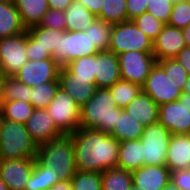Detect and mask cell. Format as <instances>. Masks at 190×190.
<instances>
[{
    "mask_svg": "<svg viewBox=\"0 0 190 190\" xmlns=\"http://www.w3.org/2000/svg\"><path fill=\"white\" fill-rule=\"evenodd\" d=\"M49 8L65 11L73 0H47Z\"/></svg>",
    "mask_w": 190,
    "mask_h": 190,
    "instance_id": "obj_48",
    "label": "cell"
},
{
    "mask_svg": "<svg viewBox=\"0 0 190 190\" xmlns=\"http://www.w3.org/2000/svg\"><path fill=\"white\" fill-rule=\"evenodd\" d=\"M168 25L178 29L190 25V2L181 0L173 3Z\"/></svg>",
    "mask_w": 190,
    "mask_h": 190,
    "instance_id": "obj_39",
    "label": "cell"
},
{
    "mask_svg": "<svg viewBox=\"0 0 190 190\" xmlns=\"http://www.w3.org/2000/svg\"><path fill=\"white\" fill-rule=\"evenodd\" d=\"M121 79L143 86L157 63L153 52L128 51L118 55Z\"/></svg>",
    "mask_w": 190,
    "mask_h": 190,
    "instance_id": "obj_9",
    "label": "cell"
},
{
    "mask_svg": "<svg viewBox=\"0 0 190 190\" xmlns=\"http://www.w3.org/2000/svg\"><path fill=\"white\" fill-rule=\"evenodd\" d=\"M183 89L182 84L174 83L157 63L142 86V91L147 93L158 106L177 101Z\"/></svg>",
    "mask_w": 190,
    "mask_h": 190,
    "instance_id": "obj_10",
    "label": "cell"
},
{
    "mask_svg": "<svg viewBox=\"0 0 190 190\" xmlns=\"http://www.w3.org/2000/svg\"><path fill=\"white\" fill-rule=\"evenodd\" d=\"M165 165L170 172L190 169V134L171 136Z\"/></svg>",
    "mask_w": 190,
    "mask_h": 190,
    "instance_id": "obj_20",
    "label": "cell"
},
{
    "mask_svg": "<svg viewBox=\"0 0 190 190\" xmlns=\"http://www.w3.org/2000/svg\"><path fill=\"white\" fill-rule=\"evenodd\" d=\"M26 31L51 56L54 54L55 48L58 47L59 36L65 32L58 29L42 28L38 25L28 27Z\"/></svg>",
    "mask_w": 190,
    "mask_h": 190,
    "instance_id": "obj_29",
    "label": "cell"
},
{
    "mask_svg": "<svg viewBox=\"0 0 190 190\" xmlns=\"http://www.w3.org/2000/svg\"><path fill=\"white\" fill-rule=\"evenodd\" d=\"M38 26L42 28L58 29L66 31V15L65 11L49 8Z\"/></svg>",
    "mask_w": 190,
    "mask_h": 190,
    "instance_id": "obj_42",
    "label": "cell"
},
{
    "mask_svg": "<svg viewBox=\"0 0 190 190\" xmlns=\"http://www.w3.org/2000/svg\"><path fill=\"white\" fill-rule=\"evenodd\" d=\"M66 31H85L97 18L81 3L72 1L65 10Z\"/></svg>",
    "mask_w": 190,
    "mask_h": 190,
    "instance_id": "obj_26",
    "label": "cell"
},
{
    "mask_svg": "<svg viewBox=\"0 0 190 190\" xmlns=\"http://www.w3.org/2000/svg\"><path fill=\"white\" fill-rule=\"evenodd\" d=\"M47 190H72L71 180L59 181Z\"/></svg>",
    "mask_w": 190,
    "mask_h": 190,
    "instance_id": "obj_49",
    "label": "cell"
},
{
    "mask_svg": "<svg viewBox=\"0 0 190 190\" xmlns=\"http://www.w3.org/2000/svg\"><path fill=\"white\" fill-rule=\"evenodd\" d=\"M152 41L162 32L165 23L158 20L148 12H143L132 20Z\"/></svg>",
    "mask_w": 190,
    "mask_h": 190,
    "instance_id": "obj_38",
    "label": "cell"
},
{
    "mask_svg": "<svg viewBox=\"0 0 190 190\" xmlns=\"http://www.w3.org/2000/svg\"><path fill=\"white\" fill-rule=\"evenodd\" d=\"M143 165L144 157L140 139L119 142L117 168L133 172Z\"/></svg>",
    "mask_w": 190,
    "mask_h": 190,
    "instance_id": "obj_23",
    "label": "cell"
},
{
    "mask_svg": "<svg viewBox=\"0 0 190 190\" xmlns=\"http://www.w3.org/2000/svg\"><path fill=\"white\" fill-rule=\"evenodd\" d=\"M108 89L118 107L124 109L142 91V86L120 79Z\"/></svg>",
    "mask_w": 190,
    "mask_h": 190,
    "instance_id": "obj_33",
    "label": "cell"
},
{
    "mask_svg": "<svg viewBox=\"0 0 190 190\" xmlns=\"http://www.w3.org/2000/svg\"><path fill=\"white\" fill-rule=\"evenodd\" d=\"M183 37L186 43V47L190 48V25L182 29Z\"/></svg>",
    "mask_w": 190,
    "mask_h": 190,
    "instance_id": "obj_50",
    "label": "cell"
},
{
    "mask_svg": "<svg viewBox=\"0 0 190 190\" xmlns=\"http://www.w3.org/2000/svg\"><path fill=\"white\" fill-rule=\"evenodd\" d=\"M171 181L181 190H190V169L171 172Z\"/></svg>",
    "mask_w": 190,
    "mask_h": 190,
    "instance_id": "obj_45",
    "label": "cell"
},
{
    "mask_svg": "<svg viewBox=\"0 0 190 190\" xmlns=\"http://www.w3.org/2000/svg\"><path fill=\"white\" fill-rule=\"evenodd\" d=\"M99 52L97 47L92 44L88 32L65 31L59 36L58 47L52 57L63 67L74 59L95 55Z\"/></svg>",
    "mask_w": 190,
    "mask_h": 190,
    "instance_id": "obj_8",
    "label": "cell"
},
{
    "mask_svg": "<svg viewBox=\"0 0 190 190\" xmlns=\"http://www.w3.org/2000/svg\"><path fill=\"white\" fill-rule=\"evenodd\" d=\"M157 64L164 70L166 76L176 84H182L185 87V83L188 78V73L184 67L174 58L158 60Z\"/></svg>",
    "mask_w": 190,
    "mask_h": 190,
    "instance_id": "obj_40",
    "label": "cell"
},
{
    "mask_svg": "<svg viewBox=\"0 0 190 190\" xmlns=\"http://www.w3.org/2000/svg\"><path fill=\"white\" fill-rule=\"evenodd\" d=\"M0 190H9L8 186L5 184L1 176H0Z\"/></svg>",
    "mask_w": 190,
    "mask_h": 190,
    "instance_id": "obj_54",
    "label": "cell"
},
{
    "mask_svg": "<svg viewBox=\"0 0 190 190\" xmlns=\"http://www.w3.org/2000/svg\"><path fill=\"white\" fill-rule=\"evenodd\" d=\"M118 105L108 88H98L80 108V127L110 133L117 120Z\"/></svg>",
    "mask_w": 190,
    "mask_h": 190,
    "instance_id": "obj_2",
    "label": "cell"
},
{
    "mask_svg": "<svg viewBox=\"0 0 190 190\" xmlns=\"http://www.w3.org/2000/svg\"><path fill=\"white\" fill-rule=\"evenodd\" d=\"M36 161L50 167L59 181L71 180L77 171L71 135H63L37 147Z\"/></svg>",
    "mask_w": 190,
    "mask_h": 190,
    "instance_id": "obj_3",
    "label": "cell"
},
{
    "mask_svg": "<svg viewBox=\"0 0 190 190\" xmlns=\"http://www.w3.org/2000/svg\"><path fill=\"white\" fill-rule=\"evenodd\" d=\"M132 184L129 171L116 167L102 172V190H129Z\"/></svg>",
    "mask_w": 190,
    "mask_h": 190,
    "instance_id": "obj_30",
    "label": "cell"
},
{
    "mask_svg": "<svg viewBox=\"0 0 190 190\" xmlns=\"http://www.w3.org/2000/svg\"><path fill=\"white\" fill-rule=\"evenodd\" d=\"M172 133L159 121L144 127L140 138L144 165L162 166L166 164L167 149Z\"/></svg>",
    "mask_w": 190,
    "mask_h": 190,
    "instance_id": "obj_7",
    "label": "cell"
},
{
    "mask_svg": "<svg viewBox=\"0 0 190 190\" xmlns=\"http://www.w3.org/2000/svg\"><path fill=\"white\" fill-rule=\"evenodd\" d=\"M3 120H4L3 115H2V112H1V108H0V129H1Z\"/></svg>",
    "mask_w": 190,
    "mask_h": 190,
    "instance_id": "obj_56",
    "label": "cell"
},
{
    "mask_svg": "<svg viewBox=\"0 0 190 190\" xmlns=\"http://www.w3.org/2000/svg\"><path fill=\"white\" fill-rule=\"evenodd\" d=\"M162 190H181L172 181H170Z\"/></svg>",
    "mask_w": 190,
    "mask_h": 190,
    "instance_id": "obj_52",
    "label": "cell"
},
{
    "mask_svg": "<svg viewBox=\"0 0 190 190\" xmlns=\"http://www.w3.org/2000/svg\"><path fill=\"white\" fill-rule=\"evenodd\" d=\"M27 61L26 31L0 38V67L6 76H14Z\"/></svg>",
    "mask_w": 190,
    "mask_h": 190,
    "instance_id": "obj_12",
    "label": "cell"
},
{
    "mask_svg": "<svg viewBox=\"0 0 190 190\" xmlns=\"http://www.w3.org/2000/svg\"><path fill=\"white\" fill-rule=\"evenodd\" d=\"M144 125L123 108H117V120L114 129L109 133L118 142L140 139Z\"/></svg>",
    "mask_w": 190,
    "mask_h": 190,
    "instance_id": "obj_22",
    "label": "cell"
},
{
    "mask_svg": "<svg viewBox=\"0 0 190 190\" xmlns=\"http://www.w3.org/2000/svg\"><path fill=\"white\" fill-rule=\"evenodd\" d=\"M59 81H50L31 87V104L37 109H46L55 97Z\"/></svg>",
    "mask_w": 190,
    "mask_h": 190,
    "instance_id": "obj_35",
    "label": "cell"
},
{
    "mask_svg": "<svg viewBox=\"0 0 190 190\" xmlns=\"http://www.w3.org/2000/svg\"><path fill=\"white\" fill-rule=\"evenodd\" d=\"M52 166H42L35 159V165L24 190H47L59 182V176L54 174Z\"/></svg>",
    "mask_w": 190,
    "mask_h": 190,
    "instance_id": "obj_28",
    "label": "cell"
},
{
    "mask_svg": "<svg viewBox=\"0 0 190 190\" xmlns=\"http://www.w3.org/2000/svg\"><path fill=\"white\" fill-rule=\"evenodd\" d=\"M35 165V158L0 159V176L9 190H24Z\"/></svg>",
    "mask_w": 190,
    "mask_h": 190,
    "instance_id": "obj_14",
    "label": "cell"
},
{
    "mask_svg": "<svg viewBox=\"0 0 190 190\" xmlns=\"http://www.w3.org/2000/svg\"><path fill=\"white\" fill-rule=\"evenodd\" d=\"M76 78L88 79L95 83V55L72 60L65 66Z\"/></svg>",
    "mask_w": 190,
    "mask_h": 190,
    "instance_id": "obj_36",
    "label": "cell"
},
{
    "mask_svg": "<svg viewBox=\"0 0 190 190\" xmlns=\"http://www.w3.org/2000/svg\"><path fill=\"white\" fill-rule=\"evenodd\" d=\"M185 47L182 29L166 24L153 41V55L157 61L174 58Z\"/></svg>",
    "mask_w": 190,
    "mask_h": 190,
    "instance_id": "obj_17",
    "label": "cell"
},
{
    "mask_svg": "<svg viewBox=\"0 0 190 190\" xmlns=\"http://www.w3.org/2000/svg\"><path fill=\"white\" fill-rule=\"evenodd\" d=\"M131 174L133 184L143 190H162L171 181V172L166 165H143Z\"/></svg>",
    "mask_w": 190,
    "mask_h": 190,
    "instance_id": "obj_19",
    "label": "cell"
},
{
    "mask_svg": "<svg viewBox=\"0 0 190 190\" xmlns=\"http://www.w3.org/2000/svg\"><path fill=\"white\" fill-rule=\"evenodd\" d=\"M6 74L3 71V69L0 67V96L3 90V84H4V80L6 79Z\"/></svg>",
    "mask_w": 190,
    "mask_h": 190,
    "instance_id": "obj_51",
    "label": "cell"
},
{
    "mask_svg": "<svg viewBox=\"0 0 190 190\" xmlns=\"http://www.w3.org/2000/svg\"><path fill=\"white\" fill-rule=\"evenodd\" d=\"M94 75L97 88H109L120 80L118 55L108 50L95 54Z\"/></svg>",
    "mask_w": 190,
    "mask_h": 190,
    "instance_id": "obj_18",
    "label": "cell"
},
{
    "mask_svg": "<svg viewBox=\"0 0 190 190\" xmlns=\"http://www.w3.org/2000/svg\"><path fill=\"white\" fill-rule=\"evenodd\" d=\"M37 147L25 124L3 120L0 129V159L36 158Z\"/></svg>",
    "mask_w": 190,
    "mask_h": 190,
    "instance_id": "obj_4",
    "label": "cell"
},
{
    "mask_svg": "<svg viewBox=\"0 0 190 190\" xmlns=\"http://www.w3.org/2000/svg\"><path fill=\"white\" fill-rule=\"evenodd\" d=\"M46 110L63 135H71L80 127V107L60 87Z\"/></svg>",
    "mask_w": 190,
    "mask_h": 190,
    "instance_id": "obj_6",
    "label": "cell"
},
{
    "mask_svg": "<svg viewBox=\"0 0 190 190\" xmlns=\"http://www.w3.org/2000/svg\"><path fill=\"white\" fill-rule=\"evenodd\" d=\"M108 51L116 55L128 51L153 52V41L129 20L112 25Z\"/></svg>",
    "mask_w": 190,
    "mask_h": 190,
    "instance_id": "obj_5",
    "label": "cell"
},
{
    "mask_svg": "<svg viewBox=\"0 0 190 190\" xmlns=\"http://www.w3.org/2000/svg\"><path fill=\"white\" fill-rule=\"evenodd\" d=\"M148 0H127V21L133 20L143 12H147Z\"/></svg>",
    "mask_w": 190,
    "mask_h": 190,
    "instance_id": "obj_44",
    "label": "cell"
},
{
    "mask_svg": "<svg viewBox=\"0 0 190 190\" xmlns=\"http://www.w3.org/2000/svg\"><path fill=\"white\" fill-rule=\"evenodd\" d=\"M142 125L148 126L159 121V106L145 92L141 91L125 108Z\"/></svg>",
    "mask_w": 190,
    "mask_h": 190,
    "instance_id": "obj_21",
    "label": "cell"
},
{
    "mask_svg": "<svg viewBox=\"0 0 190 190\" xmlns=\"http://www.w3.org/2000/svg\"><path fill=\"white\" fill-rule=\"evenodd\" d=\"M177 60L187 71L188 75H190V48L185 47L182 49L175 57Z\"/></svg>",
    "mask_w": 190,
    "mask_h": 190,
    "instance_id": "obj_46",
    "label": "cell"
},
{
    "mask_svg": "<svg viewBox=\"0 0 190 190\" xmlns=\"http://www.w3.org/2000/svg\"><path fill=\"white\" fill-rule=\"evenodd\" d=\"M58 80L59 87L66 91L80 108L98 89L90 80L76 78L65 66L60 68Z\"/></svg>",
    "mask_w": 190,
    "mask_h": 190,
    "instance_id": "obj_16",
    "label": "cell"
},
{
    "mask_svg": "<svg viewBox=\"0 0 190 190\" xmlns=\"http://www.w3.org/2000/svg\"><path fill=\"white\" fill-rule=\"evenodd\" d=\"M159 122L174 134H190V94L159 106Z\"/></svg>",
    "mask_w": 190,
    "mask_h": 190,
    "instance_id": "obj_11",
    "label": "cell"
},
{
    "mask_svg": "<svg viewBox=\"0 0 190 190\" xmlns=\"http://www.w3.org/2000/svg\"><path fill=\"white\" fill-rule=\"evenodd\" d=\"M182 92L190 94V75H188L187 81L185 83V87Z\"/></svg>",
    "mask_w": 190,
    "mask_h": 190,
    "instance_id": "obj_53",
    "label": "cell"
},
{
    "mask_svg": "<svg viewBox=\"0 0 190 190\" xmlns=\"http://www.w3.org/2000/svg\"><path fill=\"white\" fill-rule=\"evenodd\" d=\"M26 31L14 2L0 1V38L19 35Z\"/></svg>",
    "mask_w": 190,
    "mask_h": 190,
    "instance_id": "obj_24",
    "label": "cell"
},
{
    "mask_svg": "<svg viewBox=\"0 0 190 190\" xmlns=\"http://www.w3.org/2000/svg\"><path fill=\"white\" fill-rule=\"evenodd\" d=\"M0 108L4 120L22 124H26L35 109L31 103L20 100L4 101L0 103Z\"/></svg>",
    "mask_w": 190,
    "mask_h": 190,
    "instance_id": "obj_27",
    "label": "cell"
},
{
    "mask_svg": "<svg viewBox=\"0 0 190 190\" xmlns=\"http://www.w3.org/2000/svg\"><path fill=\"white\" fill-rule=\"evenodd\" d=\"M173 3L172 0H148L147 12L161 22L168 24Z\"/></svg>",
    "mask_w": 190,
    "mask_h": 190,
    "instance_id": "obj_41",
    "label": "cell"
},
{
    "mask_svg": "<svg viewBox=\"0 0 190 190\" xmlns=\"http://www.w3.org/2000/svg\"><path fill=\"white\" fill-rule=\"evenodd\" d=\"M60 68L53 57L37 61L28 60L14 77L25 85L33 87L50 81H59Z\"/></svg>",
    "mask_w": 190,
    "mask_h": 190,
    "instance_id": "obj_13",
    "label": "cell"
},
{
    "mask_svg": "<svg viewBox=\"0 0 190 190\" xmlns=\"http://www.w3.org/2000/svg\"><path fill=\"white\" fill-rule=\"evenodd\" d=\"M14 3L26 28L38 25L49 10L47 0H15Z\"/></svg>",
    "mask_w": 190,
    "mask_h": 190,
    "instance_id": "obj_25",
    "label": "cell"
},
{
    "mask_svg": "<svg viewBox=\"0 0 190 190\" xmlns=\"http://www.w3.org/2000/svg\"><path fill=\"white\" fill-rule=\"evenodd\" d=\"M26 55L28 60H45L52 56L44 50L26 31Z\"/></svg>",
    "mask_w": 190,
    "mask_h": 190,
    "instance_id": "obj_43",
    "label": "cell"
},
{
    "mask_svg": "<svg viewBox=\"0 0 190 190\" xmlns=\"http://www.w3.org/2000/svg\"><path fill=\"white\" fill-rule=\"evenodd\" d=\"M71 184L72 190H102V173L77 170Z\"/></svg>",
    "mask_w": 190,
    "mask_h": 190,
    "instance_id": "obj_37",
    "label": "cell"
},
{
    "mask_svg": "<svg viewBox=\"0 0 190 190\" xmlns=\"http://www.w3.org/2000/svg\"><path fill=\"white\" fill-rule=\"evenodd\" d=\"M31 87L17 80L14 76H7L4 80L0 103L4 101L20 100L31 103Z\"/></svg>",
    "mask_w": 190,
    "mask_h": 190,
    "instance_id": "obj_31",
    "label": "cell"
},
{
    "mask_svg": "<svg viewBox=\"0 0 190 190\" xmlns=\"http://www.w3.org/2000/svg\"><path fill=\"white\" fill-rule=\"evenodd\" d=\"M129 190H143V189H141L140 187H138V186L132 184V186L130 187Z\"/></svg>",
    "mask_w": 190,
    "mask_h": 190,
    "instance_id": "obj_55",
    "label": "cell"
},
{
    "mask_svg": "<svg viewBox=\"0 0 190 190\" xmlns=\"http://www.w3.org/2000/svg\"><path fill=\"white\" fill-rule=\"evenodd\" d=\"M73 1L81 3L91 13L97 16L101 11L103 0H73Z\"/></svg>",
    "mask_w": 190,
    "mask_h": 190,
    "instance_id": "obj_47",
    "label": "cell"
},
{
    "mask_svg": "<svg viewBox=\"0 0 190 190\" xmlns=\"http://www.w3.org/2000/svg\"><path fill=\"white\" fill-rule=\"evenodd\" d=\"M0 1H3V2H15V0H0Z\"/></svg>",
    "mask_w": 190,
    "mask_h": 190,
    "instance_id": "obj_57",
    "label": "cell"
},
{
    "mask_svg": "<svg viewBox=\"0 0 190 190\" xmlns=\"http://www.w3.org/2000/svg\"><path fill=\"white\" fill-rule=\"evenodd\" d=\"M25 125L33 142L37 146L63 136L46 109L35 108Z\"/></svg>",
    "mask_w": 190,
    "mask_h": 190,
    "instance_id": "obj_15",
    "label": "cell"
},
{
    "mask_svg": "<svg viewBox=\"0 0 190 190\" xmlns=\"http://www.w3.org/2000/svg\"><path fill=\"white\" fill-rule=\"evenodd\" d=\"M127 0H103L97 18L112 25L127 21Z\"/></svg>",
    "mask_w": 190,
    "mask_h": 190,
    "instance_id": "obj_32",
    "label": "cell"
},
{
    "mask_svg": "<svg viewBox=\"0 0 190 190\" xmlns=\"http://www.w3.org/2000/svg\"><path fill=\"white\" fill-rule=\"evenodd\" d=\"M111 30L112 24L96 18L84 32H88L92 44L99 51H107L110 45Z\"/></svg>",
    "mask_w": 190,
    "mask_h": 190,
    "instance_id": "obj_34",
    "label": "cell"
},
{
    "mask_svg": "<svg viewBox=\"0 0 190 190\" xmlns=\"http://www.w3.org/2000/svg\"><path fill=\"white\" fill-rule=\"evenodd\" d=\"M71 136L78 171L102 173L117 167L119 142L109 133L79 127Z\"/></svg>",
    "mask_w": 190,
    "mask_h": 190,
    "instance_id": "obj_1",
    "label": "cell"
}]
</instances>
